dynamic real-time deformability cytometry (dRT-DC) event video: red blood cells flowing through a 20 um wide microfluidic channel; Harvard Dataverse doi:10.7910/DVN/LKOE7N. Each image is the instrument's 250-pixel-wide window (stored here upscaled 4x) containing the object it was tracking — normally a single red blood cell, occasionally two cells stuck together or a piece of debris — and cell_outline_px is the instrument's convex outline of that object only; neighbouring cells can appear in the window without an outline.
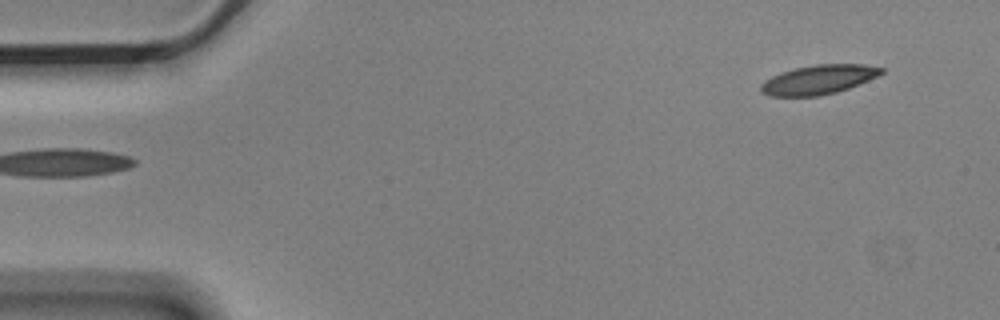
{"species": "Egyptian fruit bat (a non-hibernating species)", "species_latin": "Rousettus aegyptiacus", "temperature_condition": "cold", "stored_images_in_passage": 5, "camera_frame_rate_fps": 3000, "um_per_image_px": 0.085, "animal": {"sex": "male"}, "frame": {"image": 1, "passage_image": 1, "time_ms": 0.0, "image_size_px": [1000, 320], "cell_outline_px": [[884, 72], [868, 80], [848, 88], [836, 92], [820, 96], [768, 96], [760, 92], [760, 84], [764, 80], [780, 72], [796, 68], [816, 64], [864, 64], [884, 68]], "centroid_in_image_um": [69.54, 6.77], "position_along_channel_um": 15.5, "area_um2": 20.58}}
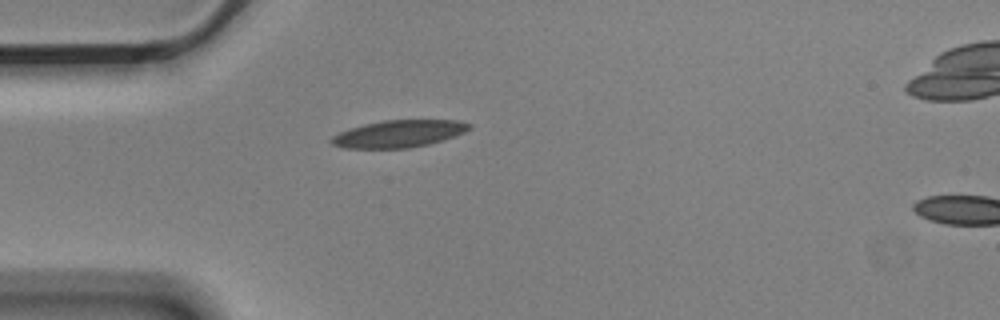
{"frame": {"image": 2, "passage_image": 4, "time_ms": 1.0, "image_size_px": [1000, 320], "cell_outline_px": [[472, 128], [464, 132], [428, 144], [408, 148], [344, 148], [332, 144], [328, 140], [332, 136], [340, 132], [364, 124], [384, 120], [460, 120], [472, 124]], "centroid_in_image_um": [33.89, 11.36], "position_along_channel_um": 51.1, "area_um2": 21.68}}